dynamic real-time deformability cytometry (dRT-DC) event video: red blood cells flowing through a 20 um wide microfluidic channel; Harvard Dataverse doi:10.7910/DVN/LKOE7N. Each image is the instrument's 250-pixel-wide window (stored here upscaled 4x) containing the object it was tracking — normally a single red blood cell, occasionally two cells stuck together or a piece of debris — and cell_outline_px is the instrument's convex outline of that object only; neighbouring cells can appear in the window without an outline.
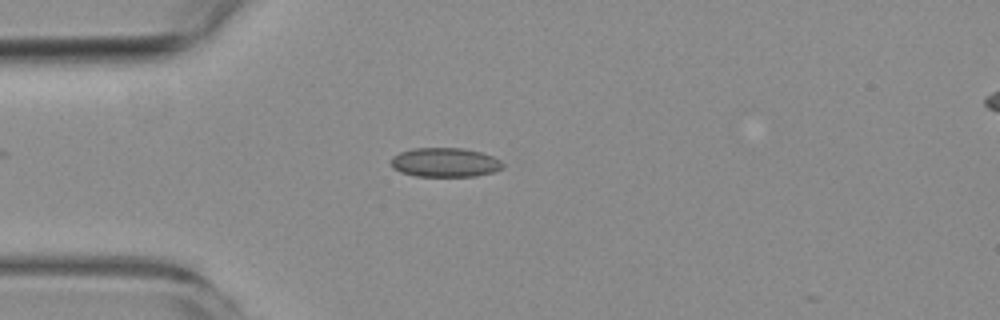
{"species": "common noctule bat (a hibernating species)", "species_latin": "Nyctalus noctula", "temperature_condition": "room temperature", "stored_images_in_passage": 6, "camera_frame_rate_fps": 3000, "um_per_image_px": 0.085, "animal": {"sex": "female", "body_mass_g": 19.3, "forearm_length_mm": 54.1}, "frame": {"image": 1, "passage_image": 3, "time_ms": 2.333, "image_size_px": [1000, 320], "cell_outline_px": [[504, 168], [492, 172], [476, 176], [416, 176], [400, 172], [392, 168], [392, 156], [400, 152], [412, 148], [464, 148], [480, 152], [492, 156], [500, 160], [504, 164]], "centroid_in_image_um": [37.82, 13.8], "position_along_channel_um": 47.2, "area_um2": 19.07}}
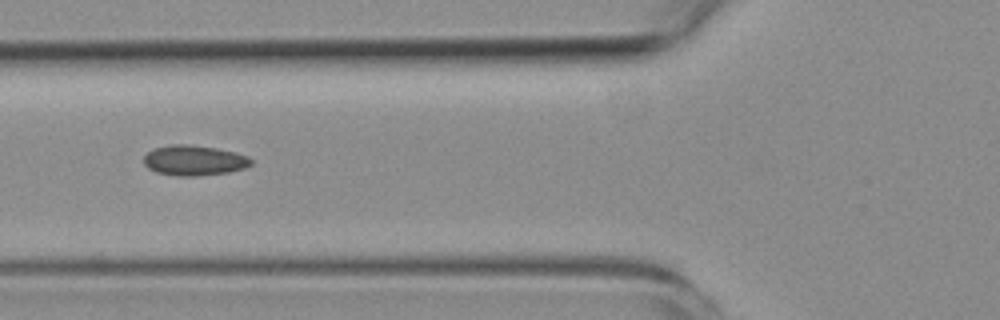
{"frame": {"image": 2, "passage_image": 5, "time_ms": 4.333, "image_size_px": [1000, 320], "cell_outline_px": [[252, 164], [244, 168], [228, 172], [200, 176], [176, 176], [156, 172], [148, 168], [144, 164], [144, 156], [148, 152], [156, 148], [172, 144], [188, 144], [216, 148], [236, 152], [248, 156], [252, 160]], "centroid_in_image_um": [16.51, 13.64], "position_along_channel_um": 109.3, "area_um2": 18.96}}
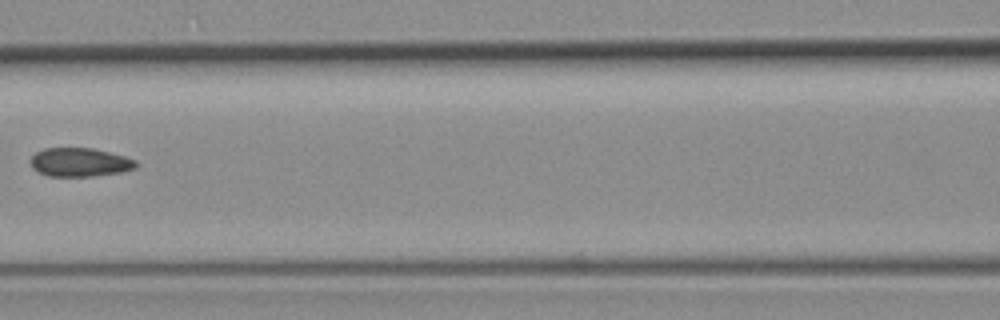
{"frame": {"image": 3, "passage_image": 6, "time_ms": 5.667, "image_size_px": [1000, 320], "cell_outline_px": [[136, 168], [120, 172], [92, 176], [48, 176], [32, 168], [28, 160], [36, 152], [44, 148], [92, 148], [124, 156], [136, 160]], "centroid_in_image_um": [6.74, 13.79], "position_along_channel_um": 159.9, "area_um2": 17.57}}